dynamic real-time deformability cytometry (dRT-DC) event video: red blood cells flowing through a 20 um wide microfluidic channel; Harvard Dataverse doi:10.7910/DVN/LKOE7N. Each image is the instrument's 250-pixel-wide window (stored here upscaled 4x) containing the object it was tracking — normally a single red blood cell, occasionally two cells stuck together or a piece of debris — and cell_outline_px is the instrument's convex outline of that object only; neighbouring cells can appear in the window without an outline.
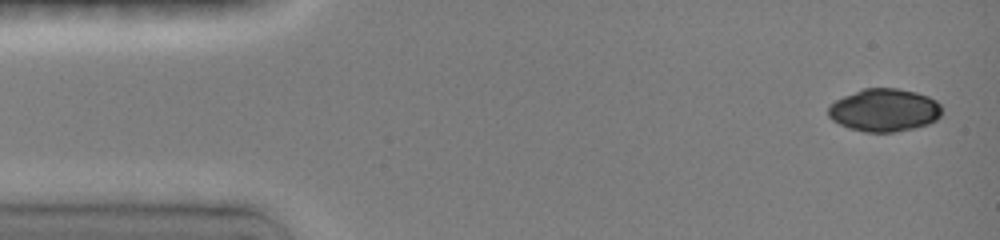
{"species": "common noctule bat (a hibernating species)", "species_latin": "Nyctalus noctula", "temperature_condition": "room temperature", "stored_images_in_passage": 5, "camera_frame_rate_fps": 3000, "um_per_image_px": 0.085, "animal": {"sex": "female", "body_mass_g": 19.0, "forearm_length_mm": 51.5}, "frame": {"image": 1, "passage_image": 1, "time_ms": 0.0, "image_size_px": [1000, 240], "cell_outline_px": [[940, 116], [936, 120], [928, 124], [912, 128], [892, 132], [864, 132], [848, 128], [832, 120], [828, 116], [828, 108], [836, 100], [844, 96], [864, 88], [896, 88], [916, 92], [928, 96], [936, 100], [940, 104]], "centroid_in_image_um": [75.16, 9.36], "position_along_channel_um": 9.8, "area_um2": 28.21}}
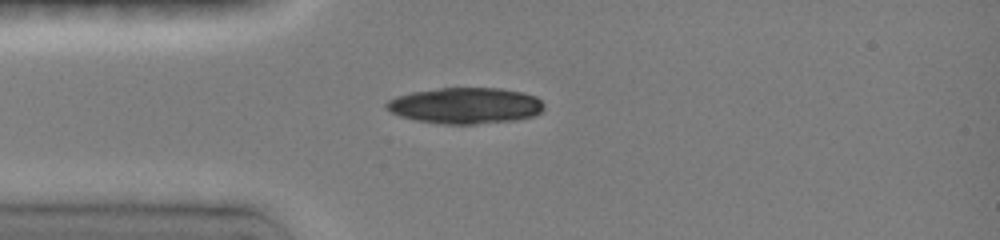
{"frame": {"image": 2, "passage_image": 5, "time_ms": 3.333, "image_size_px": [1000, 240], "cell_outline_px": [[544, 112], [536, 116], [516, 120], [476, 124], [440, 124], [416, 120], [400, 116], [384, 108], [384, 104], [388, 100], [396, 96], [412, 92], [440, 88], [500, 88], [524, 92], [536, 96], [544, 104]], "centroid_in_image_um": [39.59, 8.98], "position_along_channel_um": 45.4, "area_um2": 33.52}}